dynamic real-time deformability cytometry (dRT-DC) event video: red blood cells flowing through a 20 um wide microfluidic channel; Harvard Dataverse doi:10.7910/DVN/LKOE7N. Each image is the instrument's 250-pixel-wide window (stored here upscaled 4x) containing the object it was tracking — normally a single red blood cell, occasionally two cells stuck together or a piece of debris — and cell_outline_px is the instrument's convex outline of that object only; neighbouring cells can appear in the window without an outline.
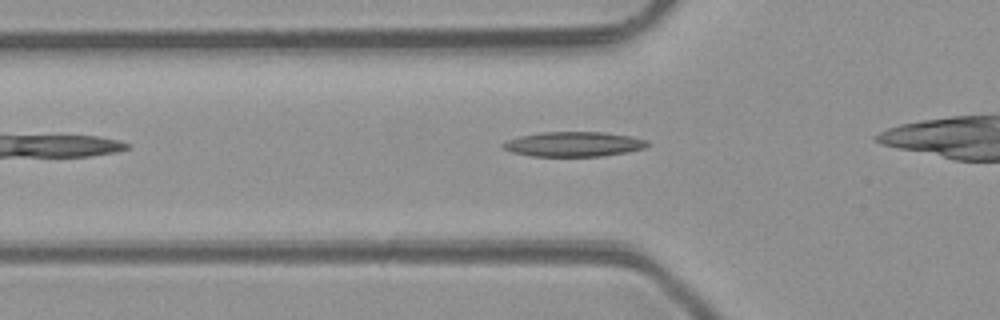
{"species": "common noctule bat (a hibernating species)", "species_latin": "Nyctalus noctula", "temperature_condition": "room temperature", "stored_images_in_passage": 3, "camera_frame_rate_fps": 3000, "um_per_image_px": 0.085, "animal": {"sex": "male", "body_mass_g": 23.1, "forearm_length_mm": 52.7}, "frame": {"image": 1, "passage_image": 2, "time_ms": 1.333, "image_size_px": [1000, 320], "cell_outline_px": [[652, 144], [644, 148], [628, 152], [600, 156], [532, 156], [512, 152], [504, 148], [500, 144], [508, 140], [520, 136], [540, 132], [604, 132], [632, 136], [648, 140]], "centroid_in_image_um": [48.81, 12.25], "position_along_channel_um": 77.0, "area_um2": 20.98}}